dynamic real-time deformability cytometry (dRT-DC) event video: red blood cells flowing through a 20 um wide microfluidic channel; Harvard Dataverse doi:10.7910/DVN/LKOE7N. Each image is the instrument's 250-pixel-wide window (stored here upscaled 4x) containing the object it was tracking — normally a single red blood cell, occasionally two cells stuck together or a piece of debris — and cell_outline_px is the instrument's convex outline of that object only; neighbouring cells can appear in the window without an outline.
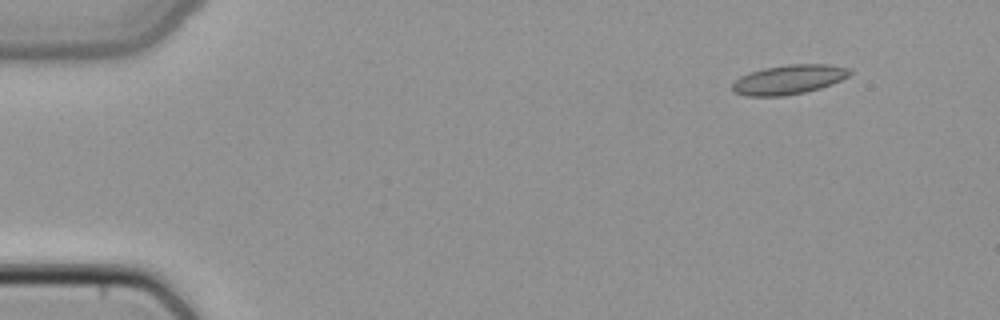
{"species": "common noctule bat (a hibernating species)", "species_latin": "Nyctalus noctula", "temperature_condition": "cold", "stored_images_in_passage": 4, "camera_frame_rate_fps": 3000, "um_per_image_px": 0.085, "animal": {"sex": "female", "body_mass_g": 22.7, "forearm_length_mm": 54.2}, "frame": {"image": 1, "passage_image": 1, "time_ms": 0.0, "image_size_px": [1000, 320], "cell_outline_px": [[852, 72], [848, 76], [832, 84], [820, 88], [804, 92], [784, 96], [748, 96], [736, 92], [732, 88], [732, 84], [740, 76], [764, 68], [788, 64], [832, 64], [852, 68]], "centroid_in_image_um": [67.1, 6.75], "position_along_channel_um": 17.9, "area_um2": 20.11}}
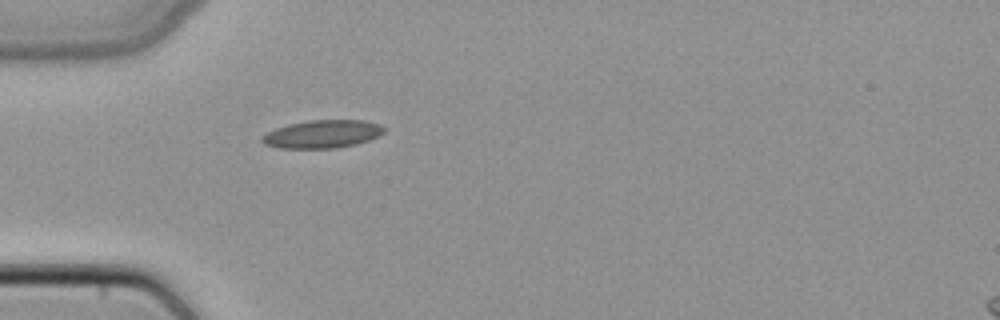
{"frame": {"image": 2, "passage_image": 4, "time_ms": 1.0, "image_size_px": [1000, 320], "cell_outline_px": [[384, 132], [380, 136], [356, 144], [336, 148], [280, 148], [264, 144], [260, 140], [260, 136], [276, 128], [288, 124], [308, 120], [364, 120], [380, 124], [384, 128]], "centroid_in_image_um": [27.4, 11.39], "position_along_channel_um": 57.6, "area_um2": 20.0}}